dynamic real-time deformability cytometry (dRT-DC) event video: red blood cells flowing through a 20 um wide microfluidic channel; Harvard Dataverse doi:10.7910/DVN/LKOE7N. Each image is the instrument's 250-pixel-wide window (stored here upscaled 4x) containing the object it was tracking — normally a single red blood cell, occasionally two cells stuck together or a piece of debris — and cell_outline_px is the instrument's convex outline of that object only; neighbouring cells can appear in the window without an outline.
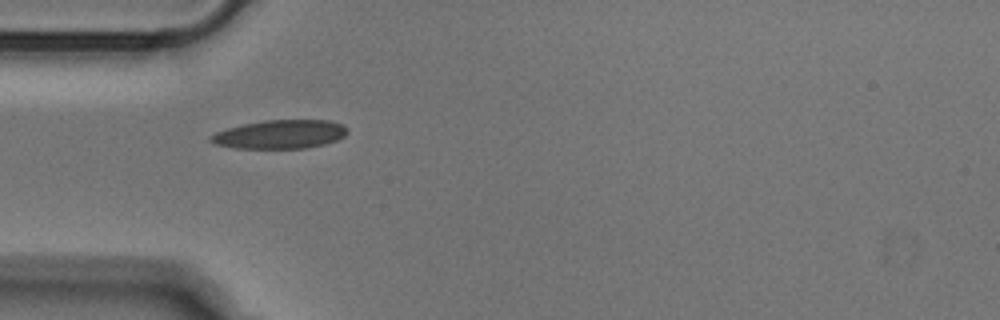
{"species": "Egyptian fruit bat (a non-hibernating species)", "species_latin": "Rousettus aegyptiacus", "temperature_condition": "cold", "stored_images_in_passage": 37, "camera_frame_rate_fps": 3000, "um_per_image_px": 0.085, "animal": {"sex": "male"}, "frame": {"image": 1, "passage_image": 1, "time_ms": 0.0, "image_size_px": [1000, 320], "cell_outline_px": [[348, 132], [344, 136], [336, 140], [324, 144], [304, 148], [236, 148], [216, 144], [208, 140], [208, 136], [216, 132], [228, 128], [244, 124], [264, 120], [328, 120], [344, 124], [348, 128]], "centroid_in_image_um": [23.82, 11.41], "position_along_channel_um": 61.2, "area_um2": 22.83}}
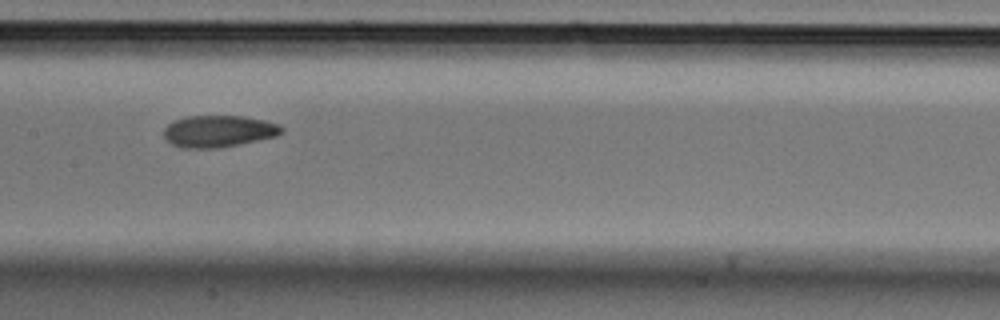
{"frame": {"image": 2, "passage_image": 11, "time_ms": 3.333, "image_size_px": [1000, 320], "cell_outline_px": [[284, 132], [276, 136], [240, 144], [220, 148], [180, 148], [172, 144], [164, 136], [164, 128], [168, 124], [176, 120], [188, 116], [244, 116], [264, 120], [280, 124], [284, 128]], "centroid_in_image_um": [18.61, 11.16], "position_along_channel_um": 188.8, "area_um2": 21.91}}
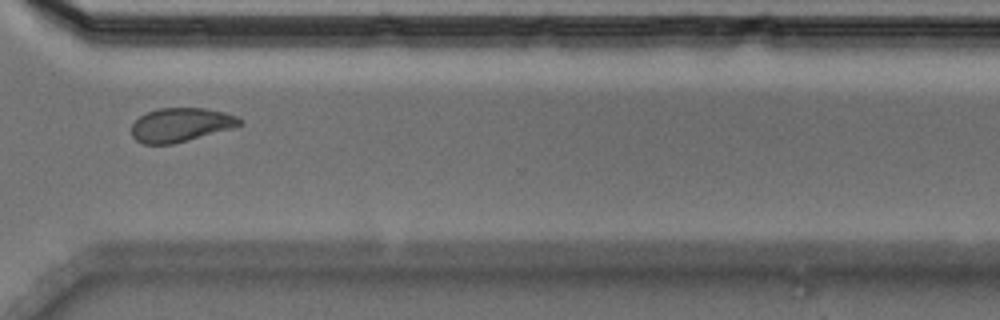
{"frame": {"image": 3, "passage_image": 24, "time_ms": 7.667, "image_size_px": [1000, 320], "cell_outline_px": [[244, 124], [236, 128], [172, 144], [144, 144], [136, 140], [132, 136], [132, 124], [140, 116], [148, 112], [160, 108], [204, 108], [224, 112], [236, 116], [244, 120]], "centroid_in_image_um": [15.42, 10.61], "position_along_channel_um": 355.2, "area_um2": 21.5}}